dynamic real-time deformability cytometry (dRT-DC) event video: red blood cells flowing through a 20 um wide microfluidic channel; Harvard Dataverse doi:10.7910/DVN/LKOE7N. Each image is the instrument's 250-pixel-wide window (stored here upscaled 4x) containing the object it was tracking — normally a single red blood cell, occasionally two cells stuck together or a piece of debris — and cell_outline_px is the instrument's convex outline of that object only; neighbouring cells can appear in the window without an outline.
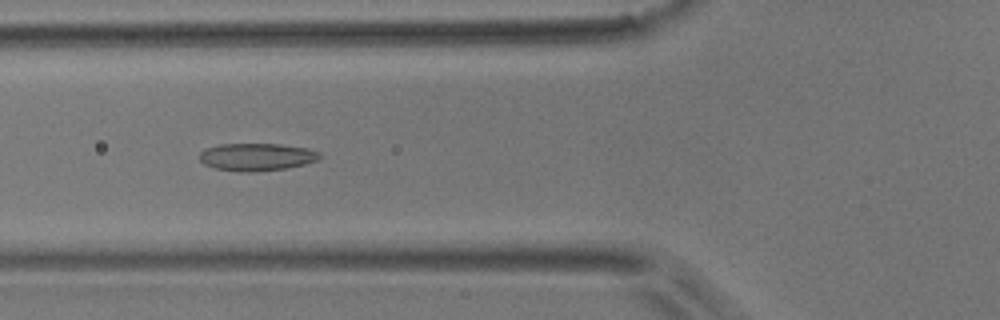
{"species": "common noctule bat (a hibernating species)", "species_latin": "Nyctalus noctula", "temperature_condition": "room temperature", "stored_images_in_passage": 54, "camera_frame_rate_fps": 3000, "um_per_image_px": 0.085, "animal": {"sex": "male", "body_mass_g": 17.9}, "frame": {"image": 1, "passage_image": 20, "time_ms": 6.333, "image_size_px": [1000, 320], "cell_outline_px": [[324, 156], [316, 160], [304, 164], [284, 168], [256, 172], [240, 172], [216, 168], [204, 164], [200, 160], [200, 152], [204, 148], [220, 144], [280, 144], [308, 148], [320, 152]], "centroid_in_image_um": [21.82, 13.33], "position_along_channel_um": 104.0, "area_um2": 19.36}}
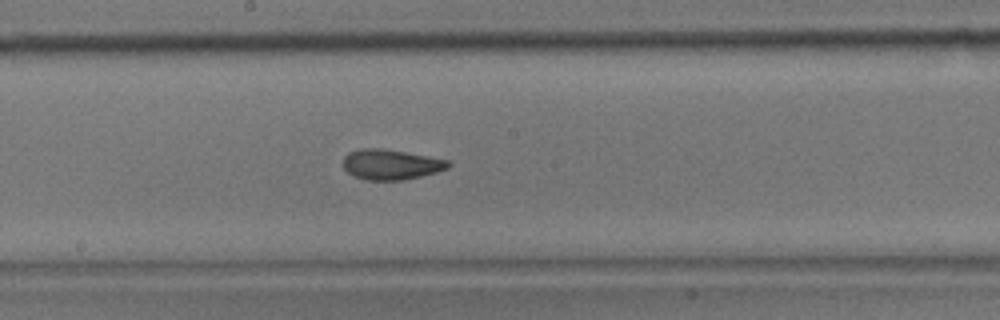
{"frame": {"image": 2, "passage_image": 29, "time_ms": 9.333, "image_size_px": [1000, 320], "cell_outline_px": [[452, 164], [448, 168], [436, 172], [404, 180], [364, 180], [348, 172], [344, 168], [344, 156], [348, 152], [360, 148], [384, 148], [452, 160]], "centroid_in_image_um": [33.27, 13.96], "position_along_channel_um": 214.9, "area_um2": 18.73}}
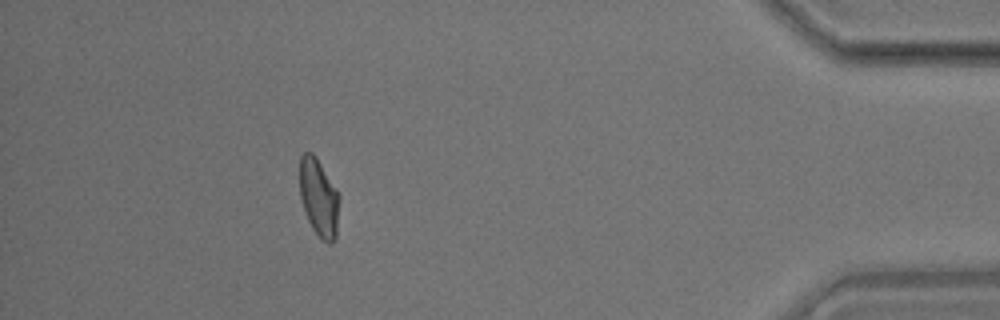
{"frame": {"image": 3, "passage_image": 49, "time_ms": 16.0, "image_size_px": [1000, 320], "cell_outline_px": [[340, 200], [336, 236], [332, 244], [328, 244], [320, 240], [312, 228], [308, 220], [300, 196], [300, 156], [304, 152], [312, 152], [316, 156], [336, 188], [340, 196]], "centroid_in_image_um": [27.12, 16.82], "position_along_channel_um": 408.1, "area_um2": 18.21}, "authors_computed_cell_mechanics": {"area_um2": 18.6405, "velocity_mm_per_s": 3.684, "shape_relaxation_time_tau1_ms": 10.9205, "shape_relaxation_time_tau2_ms": 1.8641, "deformation_change_tau1": 0.2449, "deformation_change_tau2": 0.0851}}